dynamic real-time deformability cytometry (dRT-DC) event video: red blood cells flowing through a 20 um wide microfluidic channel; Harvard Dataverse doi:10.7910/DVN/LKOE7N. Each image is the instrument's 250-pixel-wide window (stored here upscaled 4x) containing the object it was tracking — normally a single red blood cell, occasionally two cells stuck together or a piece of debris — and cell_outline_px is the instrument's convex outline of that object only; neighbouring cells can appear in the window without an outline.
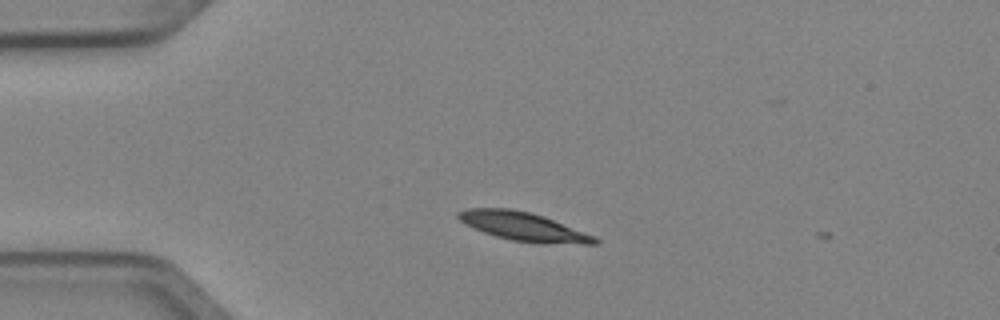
{"species": "Egyptian fruit bat (a non-hibernating species)", "species_latin": "Rousettus aegyptiacus", "temperature_condition": "cold", "stored_images_in_passage": 2, "camera_frame_rate_fps": 3000, "um_per_image_px": 0.085, "animal": {"sex": "female"}, "frame": {"image": 1, "passage_image": 1, "time_ms": 0.0, "image_size_px": [1000, 320], "cell_outline_px": [[600, 244], [544, 244], [512, 240], [496, 236], [484, 232], [464, 224], [456, 216], [456, 212], [468, 208], [512, 208], [532, 212], [544, 216], [596, 236], [600, 240]], "centroid_in_image_um": [44.53, 19.26], "position_along_channel_um": 40.5, "area_um2": 23.12}}